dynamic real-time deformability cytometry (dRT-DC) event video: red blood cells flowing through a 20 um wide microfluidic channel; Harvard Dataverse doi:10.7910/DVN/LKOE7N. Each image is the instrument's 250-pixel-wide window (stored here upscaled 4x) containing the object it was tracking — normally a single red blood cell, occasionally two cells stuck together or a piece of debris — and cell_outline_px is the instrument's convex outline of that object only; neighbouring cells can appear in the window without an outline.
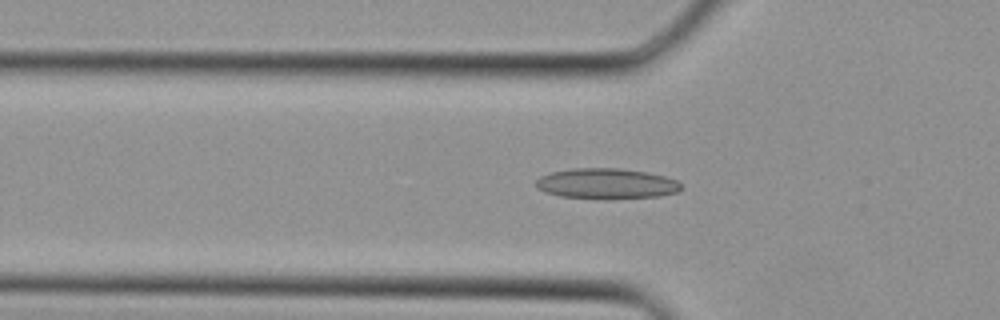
{"species": "Egyptian fruit bat (a non-hibernating species)", "species_latin": "Rousettus aegyptiacus", "temperature_condition": "cold", "stored_images_in_passage": 34, "camera_frame_rate_fps": 3000, "um_per_image_px": 0.085, "animal": {"sex": "female"}, "frame": {"image": 1, "passage_image": 11, "time_ms": 3.333, "image_size_px": [1000, 320], "cell_outline_px": [[680, 188], [676, 192], [660, 196], [560, 196], [544, 192], [536, 188], [536, 180], [540, 176], [552, 172], [572, 168], [620, 168], [648, 172], [664, 176], [676, 180], [680, 184]], "centroid_in_image_um": [51.5, 15.55], "position_along_channel_um": 74.3, "area_um2": 24.68}}
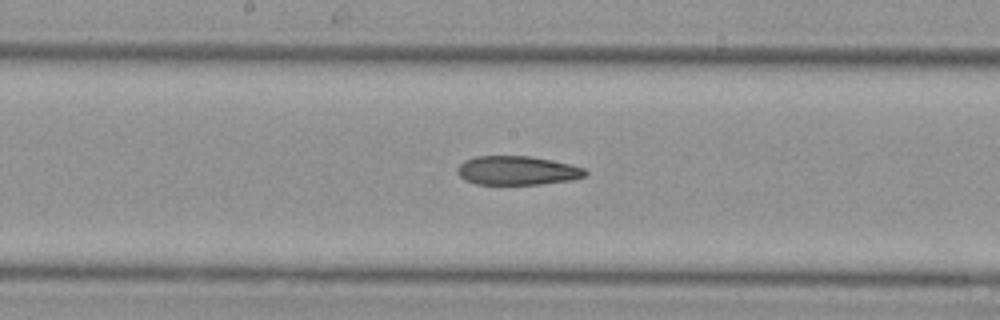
{"frame": {"image": 2, "passage_image": 18, "time_ms": 5.667, "image_size_px": [1000, 320], "cell_outline_px": [[588, 172], [584, 176], [572, 180], [540, 184], [476, 184], [464, 180], [456, 172], [456, 168], [464, 160], [476, 156], [532, 156], [552, 160], [584, 168]], "centroid_in_image_um": [43.93, 14.49], "position_along_channel_um": 204.3, "area_um2": 21.62}}
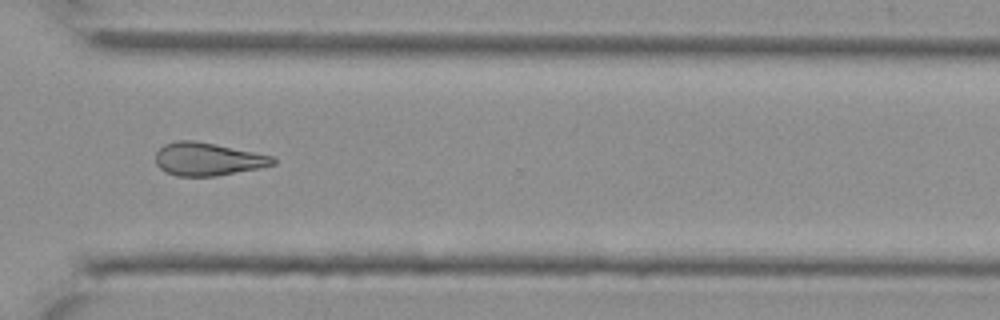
{"frame": {"image": 3, "passage_image": 26, "time_ms": 8.333, "image_size_px": [1000, 320], "cell_outline_px": [[276, 164], [260, 168], [216, 176], [176, 176], [160, 168], [156, 164], [156, 152], [164, 144], [176, 140], [196, 140], [216, 144], [272, 156], [276, 160]], "centroid_in_image_um": [17.65, 13.52], "position_along_channel_um": 352.9, "area_um2": 22.54}}